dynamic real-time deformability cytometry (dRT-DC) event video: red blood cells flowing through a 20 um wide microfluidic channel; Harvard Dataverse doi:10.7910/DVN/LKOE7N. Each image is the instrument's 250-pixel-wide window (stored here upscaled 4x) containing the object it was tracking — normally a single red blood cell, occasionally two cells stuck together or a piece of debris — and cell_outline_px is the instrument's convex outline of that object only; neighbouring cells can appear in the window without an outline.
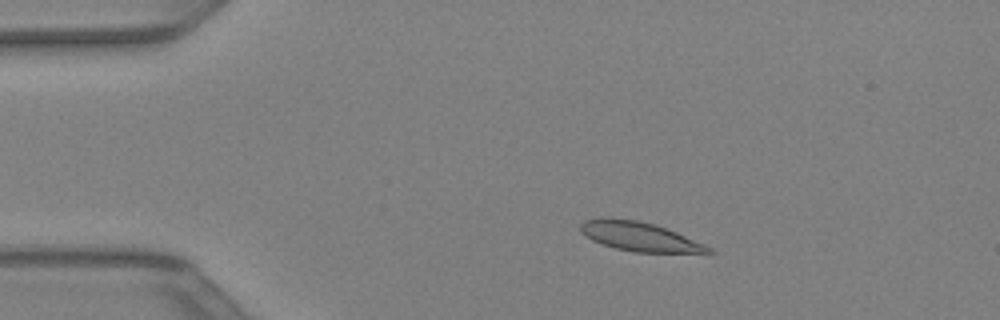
{"species": "Egyptian fruit bat (a non-hibernating species)", "species_latin": "Rousettus aegyptiacus", "temperature_condition": "warm", "stored_images_in_passage": 43, "camera_frame_rate_fps": 3000, "um_per_image_px": 0.085, "animal": {"sex": "female"}, "frame": {"image": 1, "passage_image": 8, "time_ms": 2.333, "image_size_px": [1000, 320], "cell_outline_px": [[716, 252], [712, 256], [632, 252], [616, 248], [592, 240], [580, 232], [580, 224], [584, 220], [636, 220], [652, 224], [676, 232], [704, 244], [712, 248]], "centroid_in_image_um": [54.6, 20.22], "position_along_channel_um": 30.4, "area_um2": 21.96}}
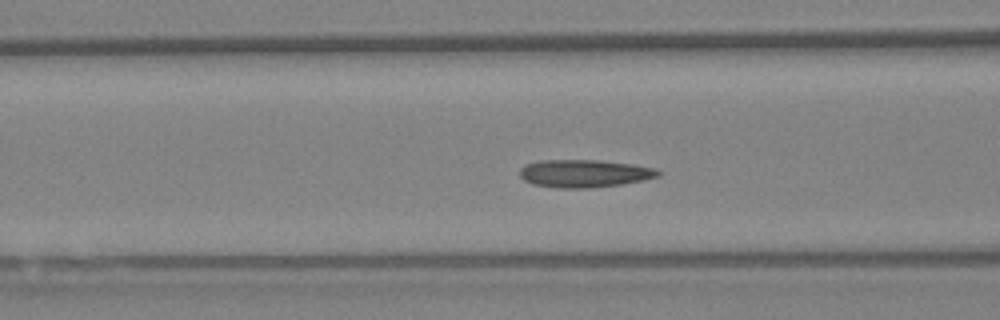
{"frame": {"image": 2, "passage_image": 17, "time_ms": 5.333, "image_size_px": [1000, 320], "cell_outline_px": [[664, 172], [660, 176], [644, 180], [620, 184], [588, 188], [560, 188], [532, 184], [524, 180], [520, 176], [520, 168], [524, 164], [540, 160], [600, 160], [632, 164], [656, 168]], "centroid_in_image_um": [49.69, 14.73], "position_along_channel_um": 116.9, "area_um2": 22.54}}
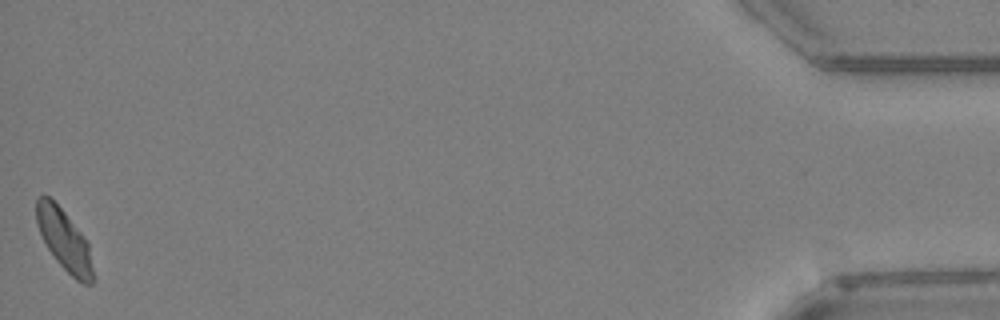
{"frame": {"image": 3, "passage_image": 43, "time_ms": 14.0, "image_size_px": [1000, 320], "cell_outline_px": [[96, 280], [92, 284], [84, 284], [76, 280], [56, 260], [48, 248], [36, 224], [36, 196], [48, 196], [64, 212], [80, 232], [88, 244]], "centroid_in_image_um": [5.48, 20.44], "position_along_channel_um": 429.7, "area_um2": 19.88}}